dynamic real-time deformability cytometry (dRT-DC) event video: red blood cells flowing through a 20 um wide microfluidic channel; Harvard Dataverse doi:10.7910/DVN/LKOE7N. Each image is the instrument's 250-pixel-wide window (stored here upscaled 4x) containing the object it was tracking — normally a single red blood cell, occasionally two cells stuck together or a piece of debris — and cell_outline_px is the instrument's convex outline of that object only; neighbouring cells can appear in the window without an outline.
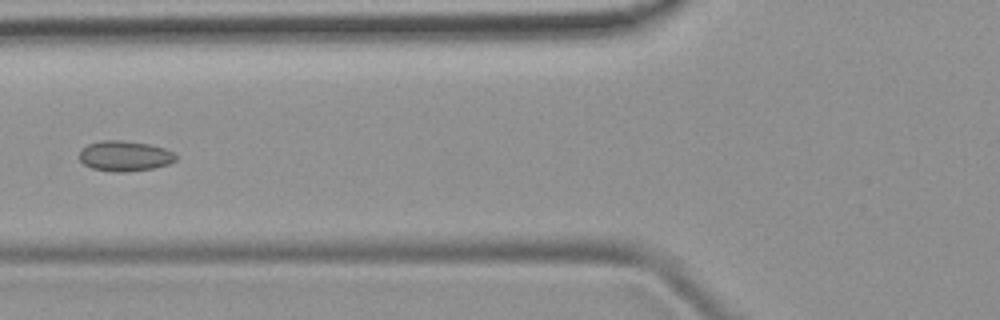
{"species": "common noctule bat (a hibernating species)", "species_latin": "Nyctalus noctula", "temperature_condition": "room temperature", "stored_images_in_passage": 3, "camera_frame_rate_fps": 3000, "um_per_image_px": 0.085, "animal": {"sex": "female", "body_mass_g": 19.9}, "frame": {"image": 1, "passage_image": 3, "time_ms": 2.333, "image_size_px": [1000, 320], "cell_outline_px": [[176, 160], [168, 164], [152, 168], [124, 172], [112, 172], [92, 168], [84, 164], [80, 160], [80, 148], [88, 144], [100, 140], [124, 140], [148, 144], [164, 148], [172, 152], [176, 156]], "centroid_in_image_um": [10.57, 13.25], "position_along_channel_um": 115.2, "area_um2": 17.05}}